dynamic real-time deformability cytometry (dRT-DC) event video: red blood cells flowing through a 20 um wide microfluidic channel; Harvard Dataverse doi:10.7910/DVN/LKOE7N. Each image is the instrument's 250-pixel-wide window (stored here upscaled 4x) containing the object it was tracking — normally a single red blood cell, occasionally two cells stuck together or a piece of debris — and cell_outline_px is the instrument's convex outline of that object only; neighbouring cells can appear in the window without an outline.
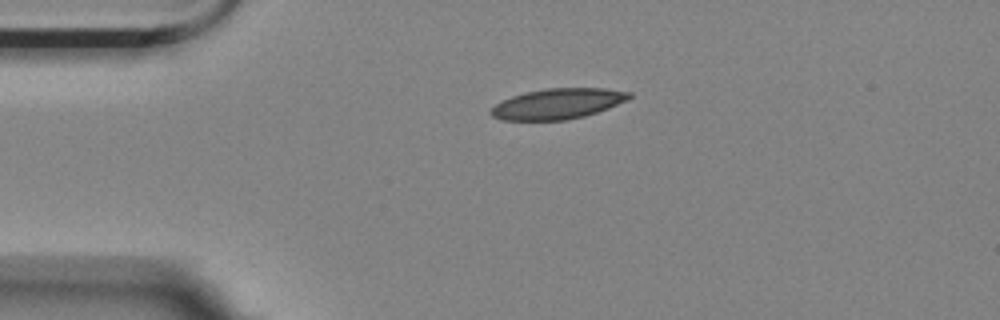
{"species": "Egyptian fruit bat (a non-hibernating species)", "species_latin": "Rousettus aegyptiacus", "temperature_condition": "room temperature", "stored_images_in_passage": 2, "camera_frame_rate_fps": 3000, "um_per_image_px": 0.085, "animal": {"sex": "female"}, "frame": {"image": 1, "passage_image": 1, "time_ms": 0.0, "image_size_px": [1000, 320], "cell_outline_px": [[632, 96], [628, 100], [608, 108], [584, 116], [568, 120], [500, 120], [492, 116], [488, 112], [496, 104], [512, 96], [524, 92], [544, 88], [604, 88], [632, 92]], "centroid_in_image_um": [47.41, 8.81], "position_along_channel_um": 37.6, "area_um2": 24.68}}